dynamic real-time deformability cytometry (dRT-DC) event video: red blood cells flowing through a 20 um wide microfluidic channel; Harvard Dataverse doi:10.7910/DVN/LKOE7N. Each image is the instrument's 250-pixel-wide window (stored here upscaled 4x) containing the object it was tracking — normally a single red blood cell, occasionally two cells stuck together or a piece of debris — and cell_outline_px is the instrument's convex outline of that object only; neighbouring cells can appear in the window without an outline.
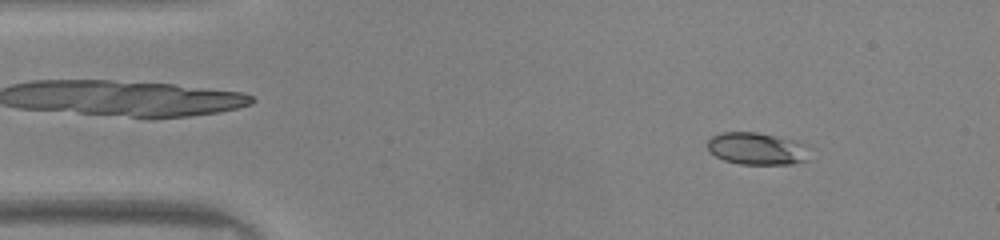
{"species": "common noctule bat (a hibernating species)", "species_latin": "Nyctalus noctula", "temperature_condition": "warm", "stored_images_in_passage": 47, "camera_frame_rate_fps": 3000, "um_per_image_px": 0.085, "animal": {"sex": "male", "body_mass_g": 20.0, "forearm_length_mm": 53.3}, "frame": {"image": 1, "passage_image": 5, "time_ms": 1.333, "image_size_px": [1000, 240], "cell_outline_px": [[816, 148], [808, 160], [792, 164], [740, 164], [724, 160], [716, 156], [708, 148], [708, 140], [712, 136], [720, 132], [756, 132], [796, 140]], "centroid_in_image_um": [64.47, 12.63], "position_along_channel_um": 20.5, "area_um2": 19.71}}
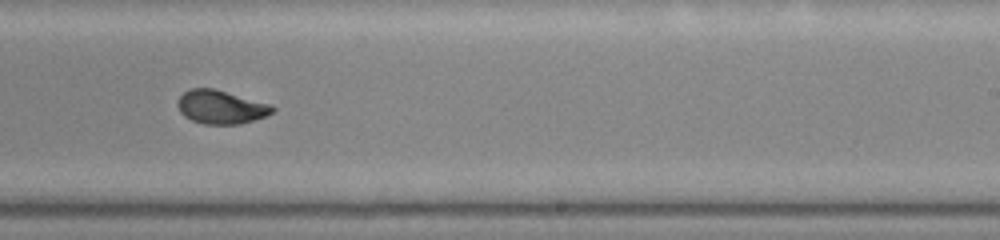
{"frame": {"image": 2, "passage_image": 28, "time_ms": 9.0, "image_size_px": [1000, 240], "cell_outline_px": [[276, 108], [272, 112], [264, 116], [240, 124], [204, 124], [192, 120], [184, 116], [180, 112], [176, 104], [180, 96], [184, 92], [192, 88], [212, 88], [272, 104]], "centroid_in_image_um": [18.76, 9.09], "position_along_channel_um": 270.2, "area_um2": 18.44}}
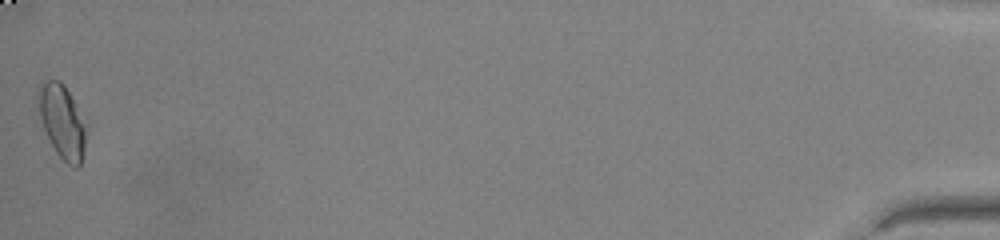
{"frame": {"image": 3, "passage_image": 47, "time_ms": 15.333, "image_size_px": [1000, 240], "cell_outline_px": [[88, 124], [80, 168], [76, 168], [68, 164], [56, 152], [44, 128], [40, 116], [36, 96], [36, 88], [48, 80], [60, 80], [64, 84]], "centroid_in_image_um": [5.3, 10.3], "position_along_channel_um": 429.9, "area_um2": 20.69}, "authors_computed_cell_mechanics": {"area_um2": 18.8428, "velocity_mm_per_s": 4.1639, "shape_relaxation_time_tau1_ms": 4.8632, "shape_relaxation_time_tau2_ms": 0.8973, "deformation_change_tau1": 0.1804, "deformation_change_tau2": 0.0453}}